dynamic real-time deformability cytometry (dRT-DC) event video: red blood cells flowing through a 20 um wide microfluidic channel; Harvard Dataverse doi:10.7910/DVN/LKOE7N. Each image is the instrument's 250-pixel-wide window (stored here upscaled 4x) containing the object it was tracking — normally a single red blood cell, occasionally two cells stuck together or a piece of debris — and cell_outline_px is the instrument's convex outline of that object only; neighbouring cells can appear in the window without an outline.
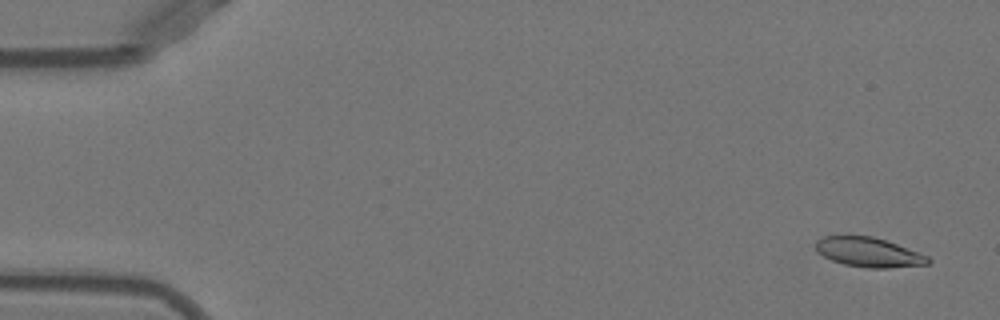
{"species": "Egyptian fruit bat (a non-hibernating species)", "species_latin": "Rousettus aegyptiacus", "temperature_condition": "warm", "stored_images_in_passage": 52, "camera_frame_rate_fps": 3000, "um_per_image_px": 0.085, "animal": {"sex": "female"}, "frame": {"image": 1, "passage_image": 3, "time_ms": 0.667, "image_size_px": [1000, 320], "cell_outline_px": [[932, 260], [928, 264], [888, 268], [868, 268], [844, 264], [832, 260], [824, 256], [816, 248], [816, 240], [824, 236], [848, 232], [872, 236], [896, 244], [928, 256]], "centroid_in_image_um": [73.79, 21.39], "position_along_channel_um": 11.2, "area_um2": 19.71}}
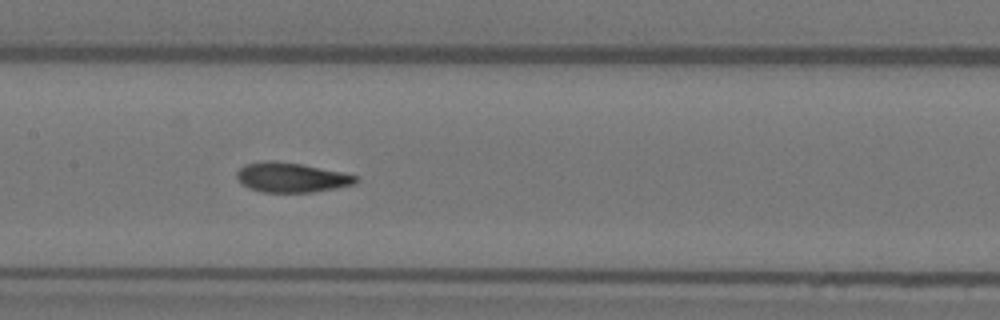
{"frame": {"image": 2, "passage_image": 26, "time_ms": 8.333, "image_size_px": [1000, 320], "cell_outline_px": [[360, 180], [356, 184], [336, 188], [312, 192], [264, 192], [248, 188], [236, 176], [236, 172], [244, 164], [264, 160], [276, 160], [300, 164], [344, 172], [360, 176]], "centroid_in_image_um": [24.82, 15.07], "position_along_channel_um": 182.6, "area_um2": 20.81}}
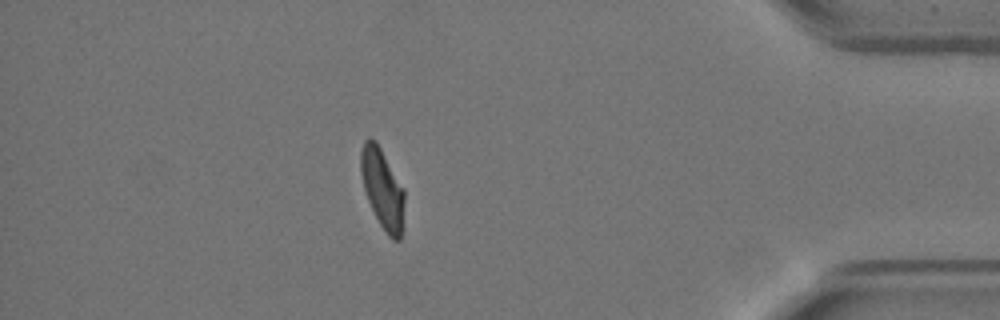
{"frame": {"image": 3, "passage_image": 46, "time_ms": 15.0, "image_size_px": [1000, 320], "cell_outline_px": [[404, 204], [400, 240], [392, 240], [388, 236], [380, 224], [368, 200], [364, 188], [360, 172], [360, 152], [364, 140], [368, 136], [376, 140], [404, 188]], "centroid_in_image_um": [32.49, 15.98], "position_along_channel_um": 402.7, "area_um2": 20.29}, "authors_computed_cell_mechanics": {"area_um2": 20.4034, "velocity_mm_per_s": 3.9374, "shape_relaxation_time_tau1_ms": 4.5122, "shape_relaxation_time_tau2_ms": 1.0734, "deformation_change_tau1": 0.1902, "deformation_change_tau2": 0.0802}}